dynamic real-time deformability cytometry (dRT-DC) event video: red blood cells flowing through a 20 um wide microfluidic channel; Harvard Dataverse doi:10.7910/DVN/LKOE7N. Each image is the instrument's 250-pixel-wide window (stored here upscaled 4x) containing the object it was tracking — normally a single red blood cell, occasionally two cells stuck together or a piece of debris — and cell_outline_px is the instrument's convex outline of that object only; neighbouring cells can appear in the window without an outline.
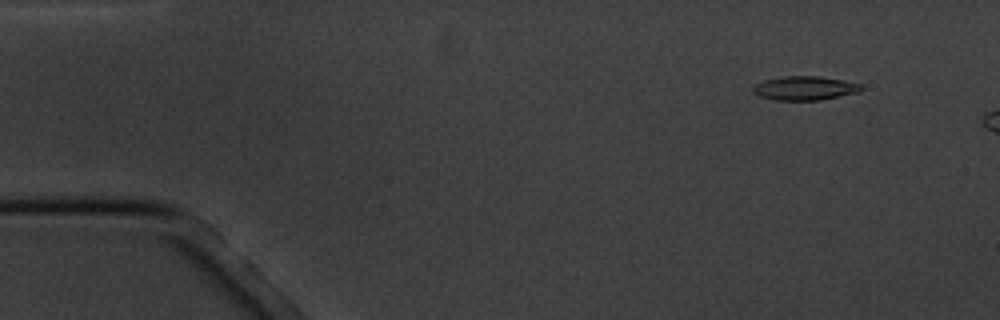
{"species": "common noctule bat (a hibernating species)", "species_latin": "Nyctalus noctula", "temperature_condition": "cold", "stored_images_in_passage": 4, "camera_frame_rate_fps": 3000, "um_per_image_px": 0.085, "animal": {"sex": "male", "body_mass_g": 20.1, "forearm_length_mm": 53.5}, "frame": {"image": 1, "passage_image": 2, "time_ms": 1.333, "image_size_px": [1000, 320], "cell_outline_px": [[864, 88], [860, 92], [820, 100], [776, 100], [760, 96], [752, 92], [752, 88], [756, 84], [764, 80], [784, 76], [820, 76], [844, 80], [860, 84]], "centroid_in_image_um": [68.42, 7.49], "position_along_channel_um": 16.6, "area_um2": 15.14}}